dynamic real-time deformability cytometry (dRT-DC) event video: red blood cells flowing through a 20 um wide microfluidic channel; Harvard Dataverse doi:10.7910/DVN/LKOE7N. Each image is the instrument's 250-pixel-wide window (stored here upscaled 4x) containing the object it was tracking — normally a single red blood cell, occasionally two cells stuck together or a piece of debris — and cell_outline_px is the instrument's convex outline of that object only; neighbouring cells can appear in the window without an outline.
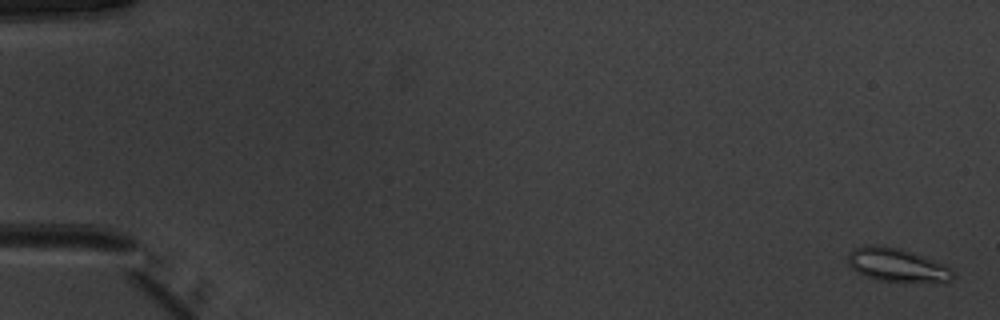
{"species": "common noctule bat (a hibernating species)", "species_latin": "Nyctalus noctula", "temperature_condition": "warm", "stored_images_in_passage": 53, "camera_frame_rate_fps": 3000, "um_per_image_px": 0.085, "animal": {"sex": "male", "body_mass_g": 20.1, "forearm_length_mm": 53.5}, "frame": {"image": 1, "passage_image": 2, "time_ms": 0.333, "image_size_px": [1000, 320], "cell_outline_px": [[956, 276], [952, 280], [944, 284], [876, 280], [864, 276], [856, 272], [848, 264], [848, 252], [852, 248], [864, 244], [876, 244], [900, 248], [912, 252], [944, 264], [952, 268]], "centroid_in_image_um": [76.28, 22.55], "position_along_channel_um": 8.7, "area_um2": 21.39}}
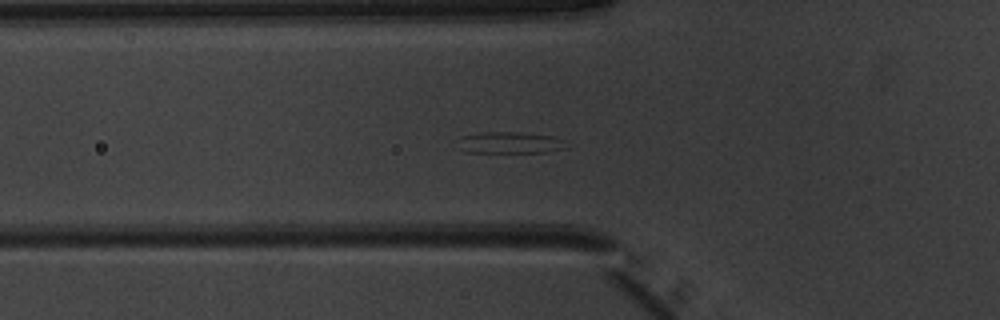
{"frame": {"image": 2, "passage_image": 20, "time_ms": 6.333, "image_size_px": [1000, 320], "cell_outline_px": [[564, 148], [544, 152], [468, 152], [460, 148], [452, 140], [460, 136], [484, 132], [520, 132], [552, 136], [564, 140]], "centroid_in_image_um": [43.22, 12.11], "position_along_channel_um": 82.6, "area_um2": 13.64}}
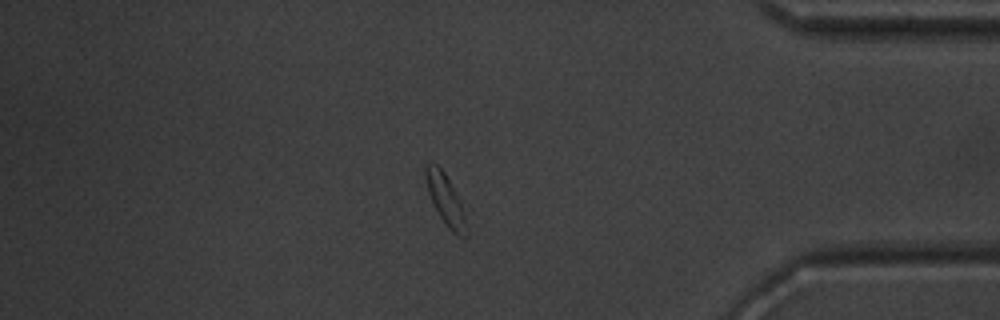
{"frame": {"image": 3, "passage_image": 46, "time_ms": 15.0, "image_size_px": [1000, 320], "cell_outline_px": [[472, 208], [468, 236], [456, 236], [448, 228], [440, 216], [428, 192], [424, 176], [424, 164], [428, 160], [436, 164], [444, 172]], "centroid_in_image_um": [38.06, 17.01], "position_along_channel_um": 397.1, "area_um2": 13.93}, "authors_computed_cell_mechanics": {"area_um2": 14.1032, "velocity_mm_per_s": 3.9319, "shape_relaxation_time_tau1_ms": 3.9695, "shape_relaxation_time_tau2_ms": 2.3164, "deformation_change_tau1": 0.1422, "deformation_change_tau2": 0.0843}}